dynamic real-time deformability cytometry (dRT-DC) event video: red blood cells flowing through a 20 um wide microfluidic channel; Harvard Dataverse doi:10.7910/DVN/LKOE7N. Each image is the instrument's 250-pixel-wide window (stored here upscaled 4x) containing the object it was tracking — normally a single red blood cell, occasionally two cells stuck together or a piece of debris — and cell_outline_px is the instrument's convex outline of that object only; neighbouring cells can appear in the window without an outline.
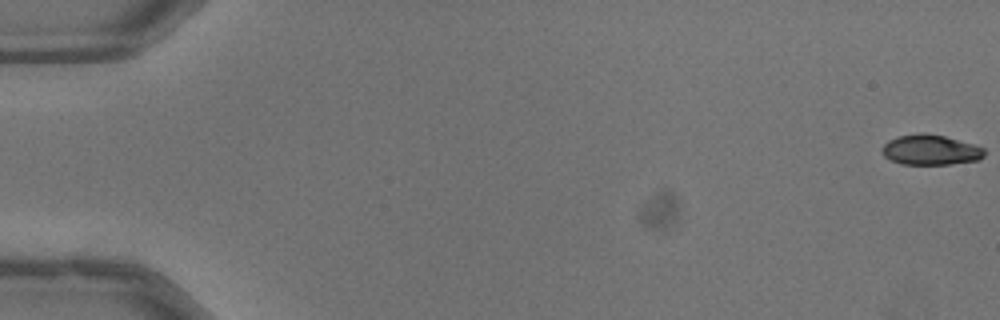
{"species": "common noctule bat (a hibernating species)", "species_latin": "Nyctalus noctula", "temperature_condition": "warm", "stored_images_in_passage": 53, "camera_frame_rate_fps": 3000, "um_per_image_px": 0.085, "animal": {"sex": "male", "body_mass_g": 13.3}, "frame": {"image": 1, "passage_image": 1, "time_ms": 0.0, "image_size_px": [1000, 320], "cell_outline_px": [[984, 156], [980, 160], [948, 164], [900, 164], [884, 156], [880, 152], [880, 148], [888, 140], [900, 136], [920, 132], [924, 132], [944, 136], [972, 144], [984, 148]], "centroid_in_image_um": [79.06, 12.74], "position_along_channel_um": 5.9, "area_um2": 18.03}}
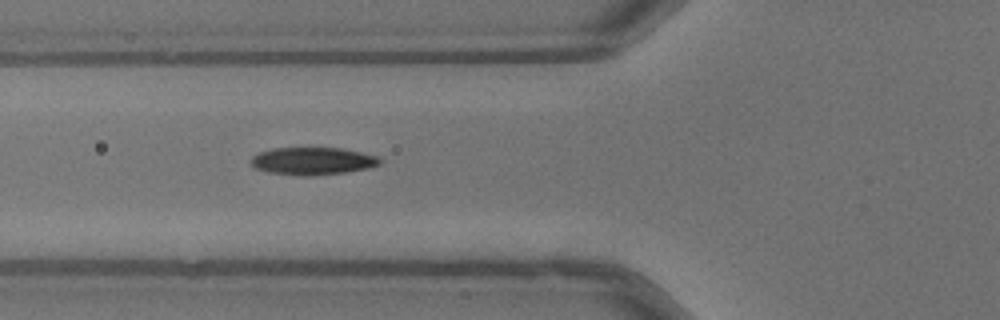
{"frame": {"image": 2, "passage_image": 21, "time_ms": 6.667, "image_size_px": [1000, 320], "cell_outline_px": [[384, 160], [380, 164], [368, 168], [348, 172], [312, 176], [304, 176], [268, 172], [252, 168], [248, 160], [252, 156], [260, 152], [272, 148], [340, 148], [360, 152], [376, 156]], "centroid_in_image_um": [26.54, 13.69], "position_along_channel_um": 99.3, "area_um2": 20.92}}
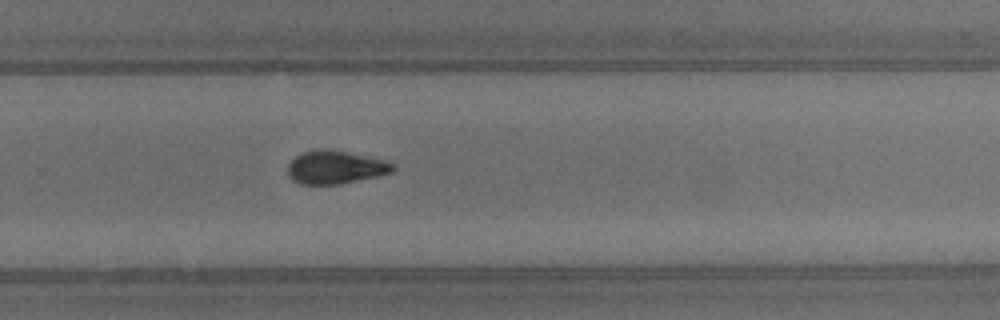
{"frame": {"image": 3, "passage_image": 36, "time_ms": 11.667, "image_size_px": [1000, 320], "cell_outline_px": [[396, 168], [392, 172], [376, 176], [340, 184], [300, 184], [292, 180], [288, 176], [288, 164], [300, 152], [320, 148], [328, 148], [388, 160], [396, 164]], "centroid_in_image_um": [28.52, 14.2], "position_along_channel_um": 301.3, "area_um2": 20.63}, "authors_computed_cell_mechanics": {"area_um2": 19.7676, "velocity_mm_per_s": 4.0387, "shape_relaxation_time_tau1_ms": 3.8289, "shape_relaxation_time_tau2_ms": 2.7126, "deformation_change_tau1": 0.1571, "deformation_change_tau2": 0.078}}